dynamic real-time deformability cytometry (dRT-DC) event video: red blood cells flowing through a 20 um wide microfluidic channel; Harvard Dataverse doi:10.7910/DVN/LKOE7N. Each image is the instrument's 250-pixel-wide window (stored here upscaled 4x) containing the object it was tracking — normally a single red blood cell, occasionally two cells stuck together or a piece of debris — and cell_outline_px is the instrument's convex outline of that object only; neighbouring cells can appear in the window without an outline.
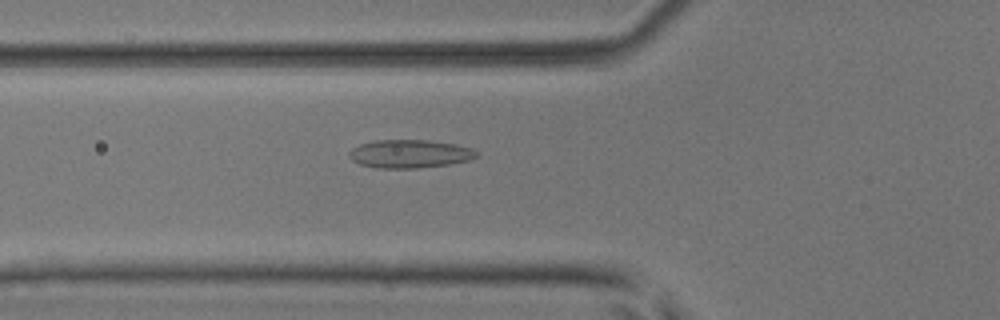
{"species": "common noctule bat (a hibernating species)", "species_latin": "Nyctalus noctula", "temperature_condition": "room temperature", "stored_images_in_passage": 45, "camera_frame_rate_fps": 3000, "um_per_image_px": 0.085, "animal": {"sex": "male", "body_mass_g": 17.9, "forearm_length_mm": 54.2}, "frame": {"image": 1, "passage_image": 13, "time_ms": 4.0, "image_size_px": [1000, 320], "cell_outline_px": [[480, 156], [468, 160], [448, 164], [416, 168], [376, 168], [360, 164], [352, 160], [348, 156], [348, 152], [352, 148], [360, 144], [376, 140], [428, 140], [456, 144], [472, 148]], "centroid_in_image_um": [34.81, 13.07], "position_along_channel_um": 91.0, "area_um2": 20.98}}
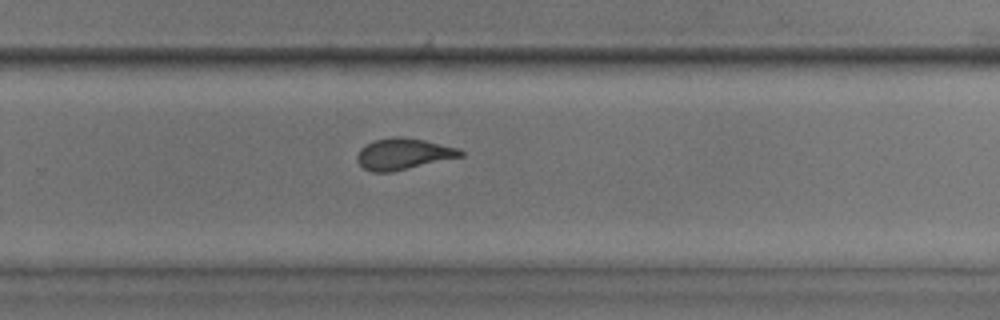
{"frame": {"image": 2, "passage_image": 28, "time_ms": 9.0, "image_size_px": [1000, 320], "cell_outline_px": [[464, 156], [392, 172], [372, 172], [364, 168], [356, 160], [356, 156], [360, 148], [376, 140], [392, 136], [400, 136], [424, 140], [460, 148], [464, 152]], "centroid_in_image_um": [34.3, 13.08], "position_along_channel_um": 295.5, "area_um2": 18.9}}
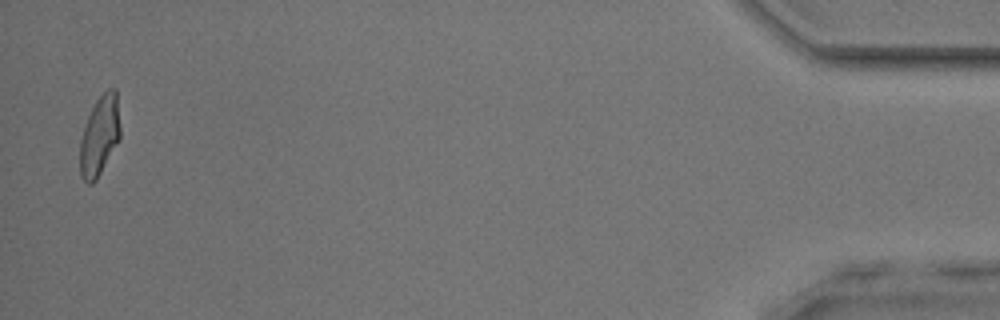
{"frame": {"image": 3, "passage_image": 44, "time_ms": 14.333, "image_size_px": [1000, 320], "cell_outline_px": [[120, 140], [96, 180], [92, 184], [88, 184], [80, 176], [80, 140], [88, 116], [96, 100], [108, 88], [116, 88], [120, 128]], "centroid_in_image_um": [8.47, 11.55], "position_along_channel_um": 426.7, "area_um2": 18.73}, "authors_computed_cell_mechanics": {"area_um2": 18.9006, "velocity_mm_per_s": 4.0967, "shape_relaxation_time_tau1_ms": 4.966, "shape_relaxation_time_tau2_ms": 1.15, "deformation_change_tau1": 0.162, "deformation_change_tau2": 0.1043}}